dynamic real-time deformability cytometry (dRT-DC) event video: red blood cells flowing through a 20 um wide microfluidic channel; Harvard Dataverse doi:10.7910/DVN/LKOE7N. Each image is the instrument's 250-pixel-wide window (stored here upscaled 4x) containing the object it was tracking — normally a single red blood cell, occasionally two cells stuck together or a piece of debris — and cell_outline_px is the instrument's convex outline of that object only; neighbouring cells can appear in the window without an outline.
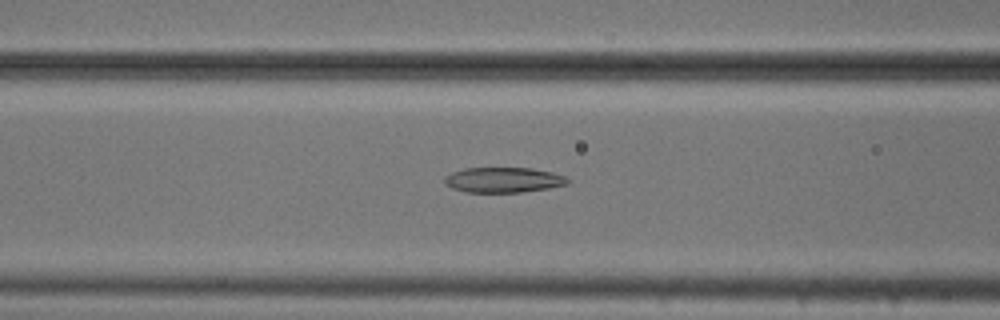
{"species": "common noctule bat (a hibernating species)", "species_latin": "Nyctalus noctula", "temperature_condition": "cold", "stored_images_in_passage": 51, "camera_frame_rate_fps": 3000, "um_per_image_px": 0.085, "animal": {"sex": "male", "body_mass_g": 20.5, "forearm_length_mm": 52.5}, "frame": {"image": 1, "passage_image": 19, "time_ms": 6.0, "image_size_px": [1000, 320], "cell_outline_px": [[572, 180], [568, 184], [548, 188], [520, 192], [464, 192], [452, 188], [444, 180], [444, 176], [452, 172], [464, 168], [532, 168], [552, 172], [568, 176]], "centroid_in_image_um": [42.84, 15.28], "position_along_channel_um": 123.8, "area_um2": 18.21}}
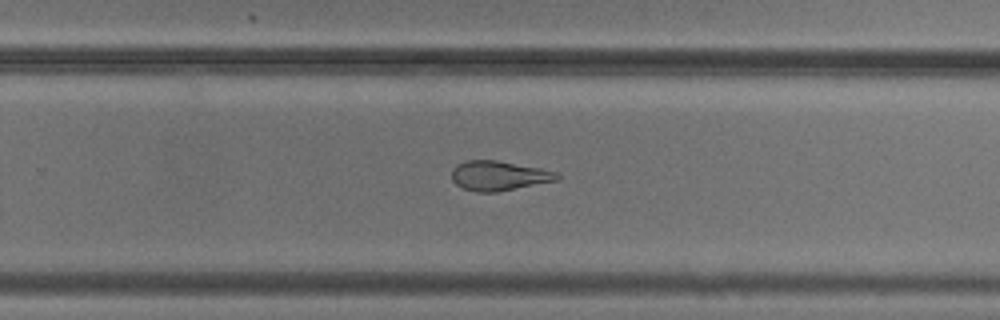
{"frame": {"image": 2, "passage_image": 32, "time_ms": 10.333, "image_size_px": [1000, 320], "cell_outline_px": [[560, 180], [496, 192], [480, 192], [464, 188], [456, 184], [452, 180], [452, 168], [456, 164], [464, 160], [496, 160], [540, 168], [556, 172], [560, 176]], "centroid_in_image_um": [42.4, 14.93], "position_along_channel_um": 287.4, "area_um2": 18.21}}
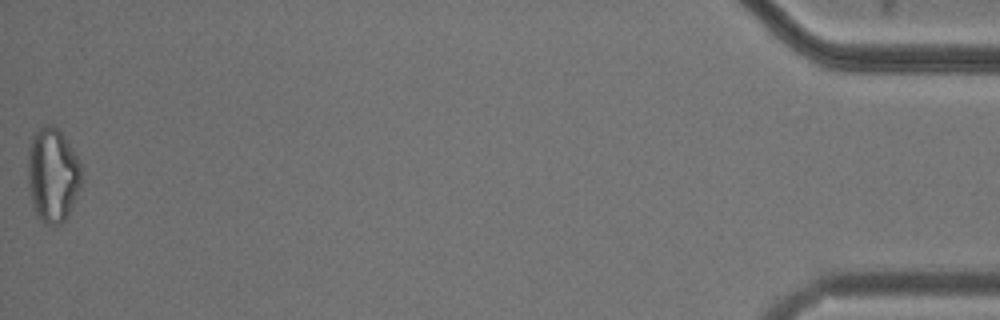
{"frame": {"image": 3, "passage_image": 51, "time_ms": 16.667, "image_size_px": [1000, 320], "cell_outline_px": [[80, 184], [68, 216], [60, 224], [44, 224], [36, 216], [28, 192], [28, 148], [32, 132], [44, 124], [52, 124], [68, 140], [80, 164]], "centroid_in_image_um": [4.42, 14.85], "position_along_channel_um": 430.8, "area_um2": 29.71}, "authors_computed_cell_mechanics": {"area_um2": 21.5016, "velocity_mm_per_s": 3.7876, "shape_relaxation_time_tau1_ms": 10.463, "shape_relaxation_time_tau2_ms": 2.0288, "deformation_change_tau1": 0.2597, "deformation_change_tau2": 0.0959}}